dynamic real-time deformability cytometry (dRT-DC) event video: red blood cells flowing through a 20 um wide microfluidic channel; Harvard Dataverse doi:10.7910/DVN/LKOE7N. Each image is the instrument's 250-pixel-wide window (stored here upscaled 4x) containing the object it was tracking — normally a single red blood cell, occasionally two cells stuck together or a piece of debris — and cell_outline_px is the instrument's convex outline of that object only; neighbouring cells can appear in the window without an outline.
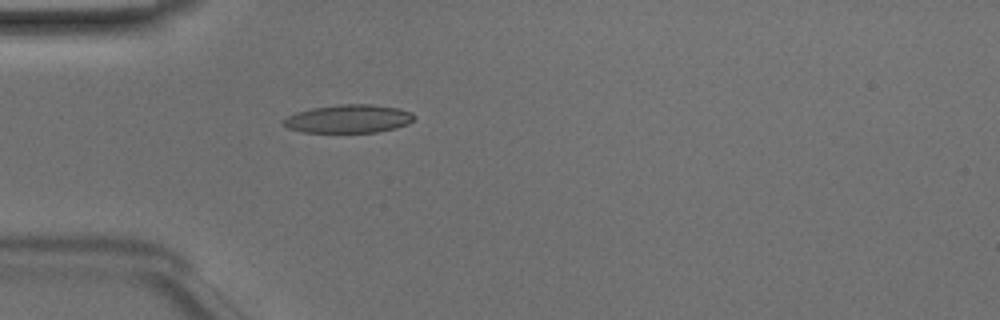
{"species": "Egyptian fruit bat (a non-hibernating species)", "species_latin": "Rousettus aegyptiacus", "temperature_condition": "room temperature", "stored_images_in_passage": 35, "camera_frame_rate_fps": 3000, "um_per_image_px": 0.085, "animal": {"sex": "male"}, "frame": {"image": 1, "passage_image": 1, "time_ms": 0.0, "image_size_px": [1000, 320], "cell_outline_px": [[416, 116], [408, 124], [396, 128], [376, 132], [304, 132], [288, 128], [280, 120], [296, 112], [312, 108], [340, 104], [372, 104], [396, 108], [412, 112]], "centroid_in_image_um": [29.63, 10.09], "position_along_channel_um": 55.4, "area_um2": 21.5}}
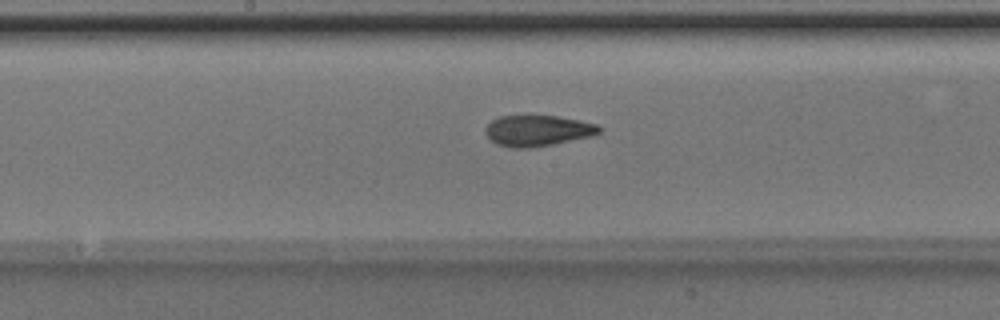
{"frame": {"image": 2, "passage_image": 12, "time_ms": 3.667, "image_size_px": [1000, 320], "cell_outline_px": [[604, 128], [600, 132], [592, 136], [532, 148], [512, 148], [496, 144], [484, 132], [484, 128], [492, 120], [500, 116], [556, 116], [596, 124]], "centroid_in_image_um": [45.69, 11.11], "position_along_channel_um": 202.5, "area_um2": 20.4}}
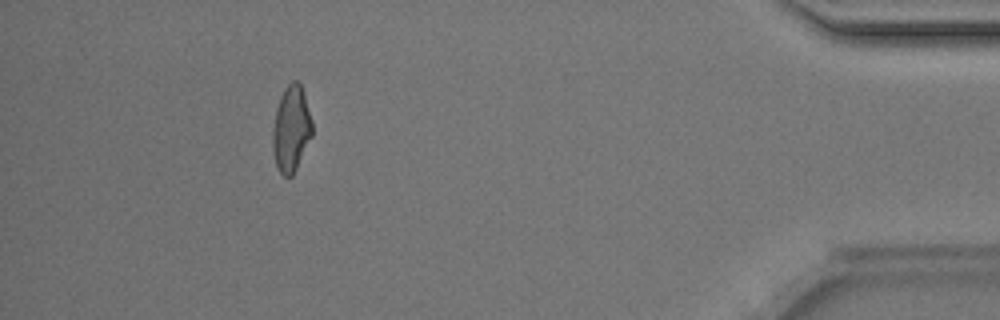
{"frame": {"image": 3, "passage_image": 31, "time_ms": 10.0, "image_size_px": [1000, 320], "cell_outline_px": [[312, 136], [292, 176], [284, 176], [280, 172], [276, 164], [272, 144], [272, 128], [276, 108], [280, 96], [284, 88], [292, 80], [296, 80], [300, 84], [304, 92], [312, 120]], "centroid_in_image_um": [24.75, 10.91], "position_along_channel_um": 410.5, "area_um2": 19.83}, "authors_computed_cell_mechanics": {"area_um2": 20.1722, "velocity_mm_per_s": 4.1678, "shape_relaxation_time_tau1_ms": 5.4008, "shape_relaxation_time_tau2_ms": 2.2293, "deformation_change_tau1": 0.167, "deformation_change_tau2": 0.1016}}